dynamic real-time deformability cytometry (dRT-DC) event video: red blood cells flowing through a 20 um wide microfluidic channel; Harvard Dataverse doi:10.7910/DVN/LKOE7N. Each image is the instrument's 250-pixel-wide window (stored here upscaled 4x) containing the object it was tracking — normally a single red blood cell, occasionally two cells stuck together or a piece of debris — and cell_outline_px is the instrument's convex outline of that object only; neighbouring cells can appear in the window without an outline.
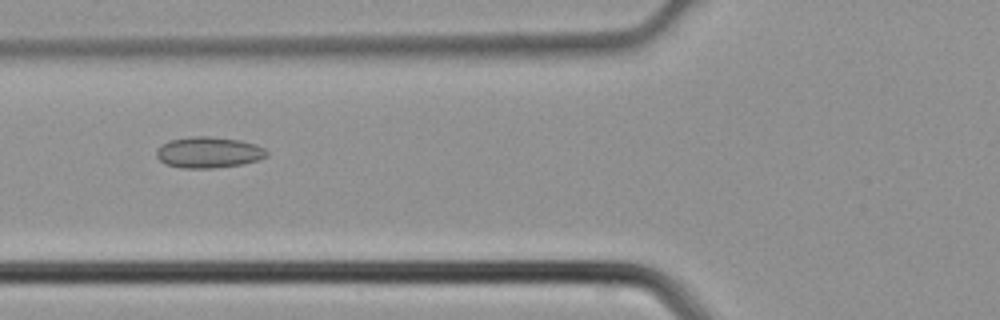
{"species": "common noctule bat (a hibernating species)", "species_latin": "Nyctalus noctula", "temperature_condition": "cold", "stored_images_in_passage": 2, "camera_frame_rate_fps": 3000, "um_per_image_px": 0.085, "animal": {"sex": "male", "body_mass_g": 21.5, "forearm_length_mm": 52.0}, "frame": {"image": 1, "passage_image": 2, "time_ms": 0.333, "image_size_px": [1000, 320], "cell_outline_px": [[268, 156], [260, 160], [244, 164], [212, 168], [184, 168], [164, 164], [156, 156], [156, 148], [160, 144], [172, 140], [188, 136], [208, 136], [240, 140], [256, 144], [264, 148], [268, 152]], "centroid_in_image_um": [17.74, 12.95], "position_along_channel_um": 108.1, "area_um2": 20.23}}